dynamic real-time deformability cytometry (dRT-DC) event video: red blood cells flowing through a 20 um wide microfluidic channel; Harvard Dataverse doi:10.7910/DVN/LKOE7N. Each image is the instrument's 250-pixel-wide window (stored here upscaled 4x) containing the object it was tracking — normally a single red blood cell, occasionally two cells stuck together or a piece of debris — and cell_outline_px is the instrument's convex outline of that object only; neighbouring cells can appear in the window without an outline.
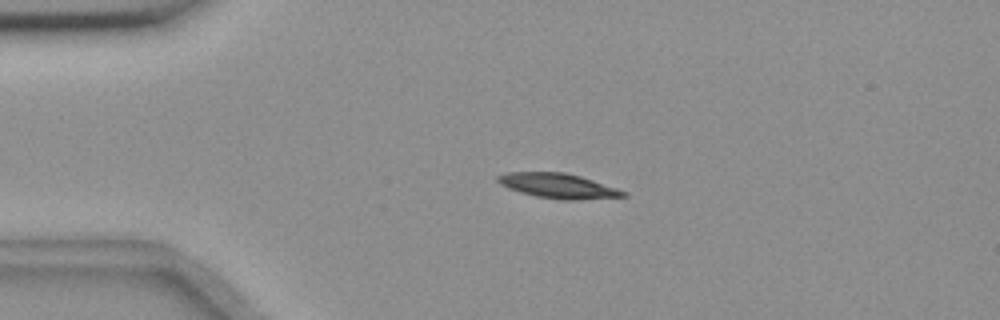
{"species": "common noctule bat (a hibernating species)", "species_latin": "Nyctalus noctula", "temperature_condition": "room temperature", "stored_images_in_passage": 5, "camera_frame_rate_fps": 3000, "um_per_image_px": 0.085, "animal": {"sex": "female", "body_mass_g": 18.4}, "frame": {"image": 1, "passage_image": 4, "time_ms": 3.333, "image_size_px": [1000, 320], "cell_outline_px": [[628, 196], [576, 200], [560, 200], [536, 196], [520, 192], [508, 188], [500, 184], [496, 180], [496, 176], [508, 172], [564, 172], [580, 176], [628, 192]], "centroid_in_image_um": [47.43, 15.8], "position_along_channel_um": 37.6, "area_um2": 18.15}}